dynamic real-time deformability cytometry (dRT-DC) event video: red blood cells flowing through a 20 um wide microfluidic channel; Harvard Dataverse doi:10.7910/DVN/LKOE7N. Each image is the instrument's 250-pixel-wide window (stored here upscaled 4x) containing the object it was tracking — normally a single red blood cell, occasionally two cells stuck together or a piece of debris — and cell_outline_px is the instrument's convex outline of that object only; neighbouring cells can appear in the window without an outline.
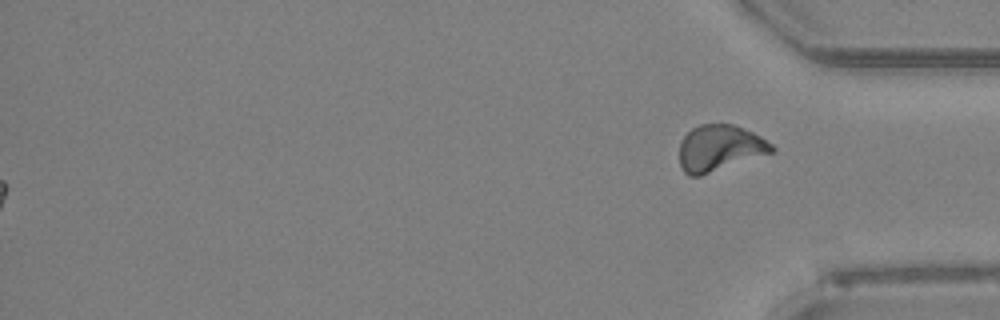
{"species": "Egyptian fruit bat (a non-hibernating species)", "species_latin": "Rousettus aegyptiacus", "temperature_condition": "room temperature", "stored_images_in_passage": 50, "segment_of_instrument_passage": [2, 2], "camera_frame_rate_fps": 3000, "um_per_image_px": 0.085, "animal": {"sex": "female"}, "frame": {"image": 1, "passage_image": 50, "time_ms": 16.333, "image_size_px": [1000, 320], "cell_outline_px": [[776, 152], [700, 176], [688, 176], [684, 172], [680, 164], [680, 140], [692, 128], [700, 124], [732, 124], [752, 132], [760, 136], [772, 144], [776, 148]], "centroid_in_image_um": [61.19, 12.6], "position_along_channel_um": 374.0, "area_um2": 25.03}}